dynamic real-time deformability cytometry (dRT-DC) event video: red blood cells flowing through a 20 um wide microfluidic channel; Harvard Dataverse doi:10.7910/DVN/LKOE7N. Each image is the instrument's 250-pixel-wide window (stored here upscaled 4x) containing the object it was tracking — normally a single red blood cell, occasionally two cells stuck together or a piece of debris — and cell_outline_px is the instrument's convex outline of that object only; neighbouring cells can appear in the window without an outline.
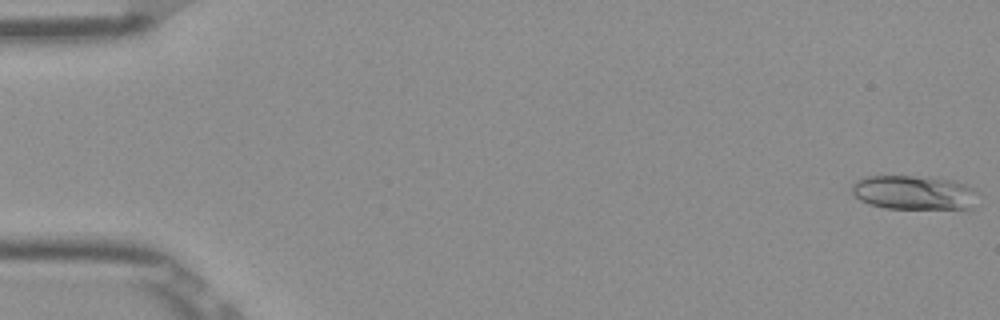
{"species": "Egyptian fruit bat (a non-hibernating species)", "species_latin": "Rousettus aegyptiacus", "temperature_condition": "room temperature", "stored_images_in_passage": 52, "camera_frame_rate_fps": 3000, "um_per_image_px": 0.085, "frame": {"image": 1, "passage_image": 1, "time_ms": 0.0, "image_size_px": [1000, 320], "cell_outline_px": [[976, 192], [972, 208], [884, 208], [868, 204], [860, 200], [852, 192], [852, 184], [856, 180], [864, 176], [912, 176], [952, 180], [964, 184], [972, 188]], "centroid_in_image_um": [77.61, 16.36], "position_along_channel_um": 7.4, "area_um2": 24.8}}
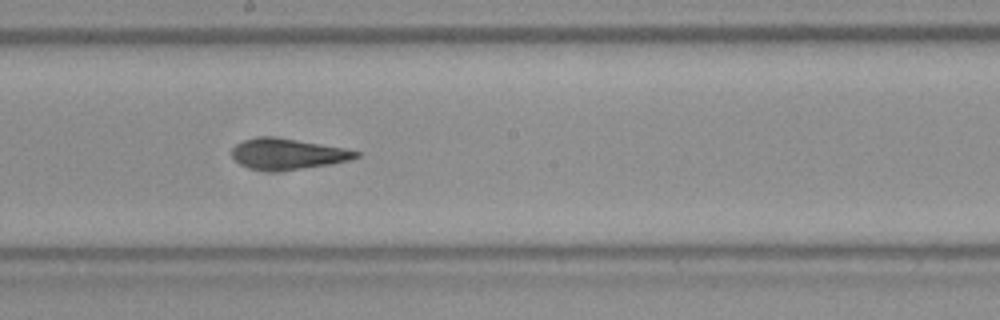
{"frame": {"image": 2, "passage_image": 29, "time_ms": 9.333, "image_size_px": [1000, 320], "cell_outline_px": [[360, 156], [348, 160], [332, 164], [304, 168], [252, 168], [240, 164], [232, 156], [232, 148], [236, 144], [244, 140], [264, 136], [272, 136], [344, 148], [360, 152]], "centroid_in_image_um": [24.48, 13.05], "position_along_channel_um": 223.7, "area_um2": 21.33}}
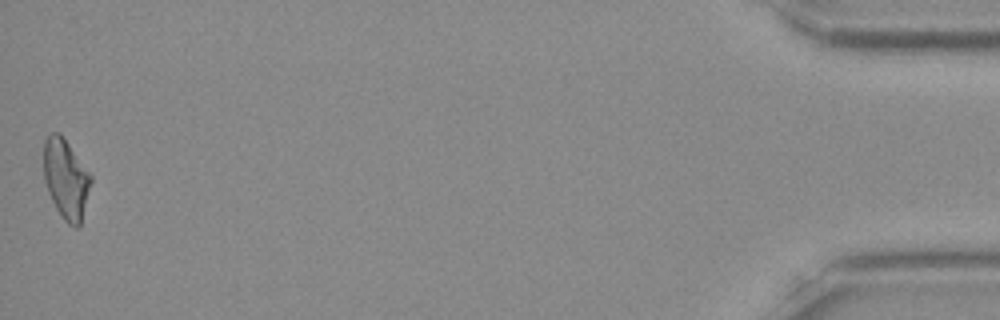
{"frame": {"image": 3, "passage_image": 52, "time_ms": 17.0, "image_size_px": [1000, 320], "cell_outline_px": [[92, 180], [80, 228], [76, 228], [68, 224], [64, 220], [56, 208], [48, 192], [44, 180], [44, 140], [52, 132], [60, 132], [92, 176]], "centroid_in_image_um": [5.61, 15.22], "position_along_channel_um": 429.6, "area_um2": 21.96}, "authors_computed_cell_mechanics": {"area_um2": 21.964, "velocity_mm_per_s": 3.9123, "shape_relaxation_time_tau1_ms": null, "shape_relaxation_time_tau2_ms": 4.4315, "deformation_change_tau1": null, "deformation_change_tau2": 0.1362}}